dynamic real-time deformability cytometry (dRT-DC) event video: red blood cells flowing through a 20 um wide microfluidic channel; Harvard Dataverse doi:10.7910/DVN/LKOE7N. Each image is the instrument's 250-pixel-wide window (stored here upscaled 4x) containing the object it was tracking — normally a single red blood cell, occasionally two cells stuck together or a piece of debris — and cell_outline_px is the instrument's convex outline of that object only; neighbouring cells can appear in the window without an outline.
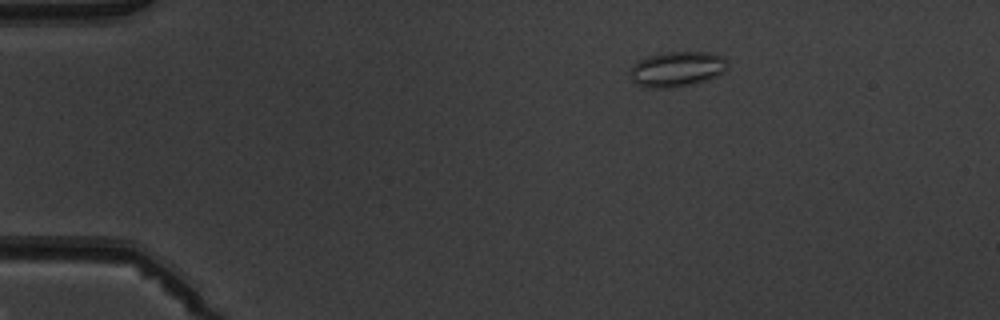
{"species": "common noctule bat (a hibernating species)", "species_latin": "Nyctalus noctula", "temperature_condition": "warm", "stored_images_in_passage": 3, "camera_frame_rate_fps": 3000, "um_per_image_px": 0.085, "animal": {"sex": "male", "body_mass_g": 19.5, "forearm_length_mm": 54.6}, "frame": {"image": 1, "passage_image": 1, "time_ms": 0.0, "image_size_px": [1000, 320], "cell_outline_px": [[728, 68], [724, 72], [704, 80], [672, 88], [648, 88], [636, 84], [632, 80], [628, 72], [632, 64], [648, 56], [668, 52], [712, 52], [724, 56], [728, 60]], "centroid_in_image_um": [57.53, 5.86], "position_along_channel_um": 27.5, "area_um2": 20.11}}